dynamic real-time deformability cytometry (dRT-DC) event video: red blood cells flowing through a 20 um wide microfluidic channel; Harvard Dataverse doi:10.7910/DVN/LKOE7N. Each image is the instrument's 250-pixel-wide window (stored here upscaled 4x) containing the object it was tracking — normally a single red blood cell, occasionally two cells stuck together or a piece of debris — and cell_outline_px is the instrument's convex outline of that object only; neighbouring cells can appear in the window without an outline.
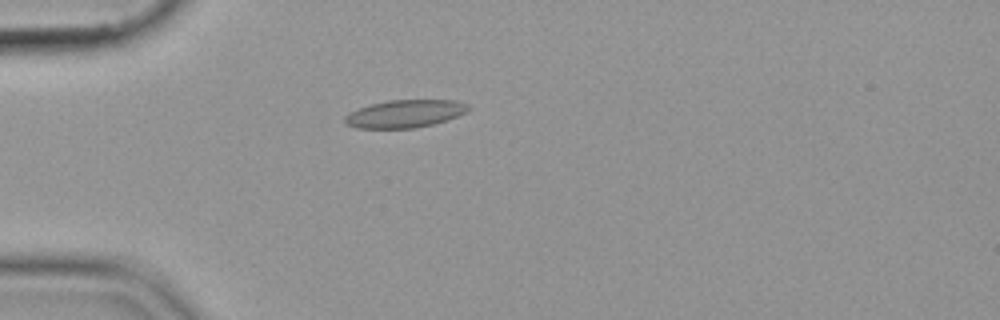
{"species": "common noctule bat (a hibernating species)", "species_latin": "Nyctalus noctula", "temperature_condition": "cold", "stored_images_in_passage": 40, "camera_frame_rate_fps": 3000, "um_per_image_px": 0.085, "animal": {"sex": "female", "body_mass_g": 19.9}, "frame": {"image": 1, "passage_image": 1, "time_ms": 0.0, "image_size_px": [1000, 320], "cell_outline_px": [[472, 108], [456, 116], [432, 124], [416, 128], [356, 128], [348, 124], [344, 120], [344, 116], [348, 112], [372, 104], [388, 100], [456, 100], [468, 104]], "centroid_in_image_um": [34.41, 9.66], "position_along_channel_um": 50.6, "area_um2": 19.77}}
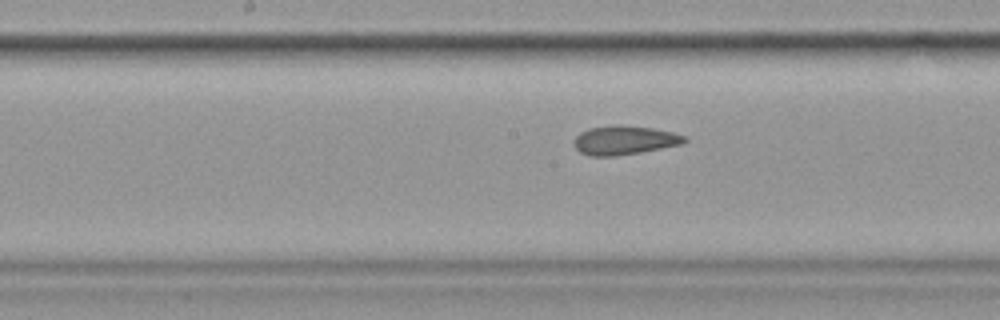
{"frame": {"image": 2, "passage_image": 14, "time_ms": 4.333, "image_size_px": [1000, 320], "cell_outline_px": [[688, 140], [684, 144], [640, 152], [612, 156], [592, 156], [580, 152], [576, 148], [576, 136], [580, 132], [588, 128], [616, 124], [620, 124], [652, 128], [672, 132], [688, 136]], "centroid_in_image_um": [53.13, 11.9], "position_along_channel_um": 195.1, "area_um2": 18.67}}
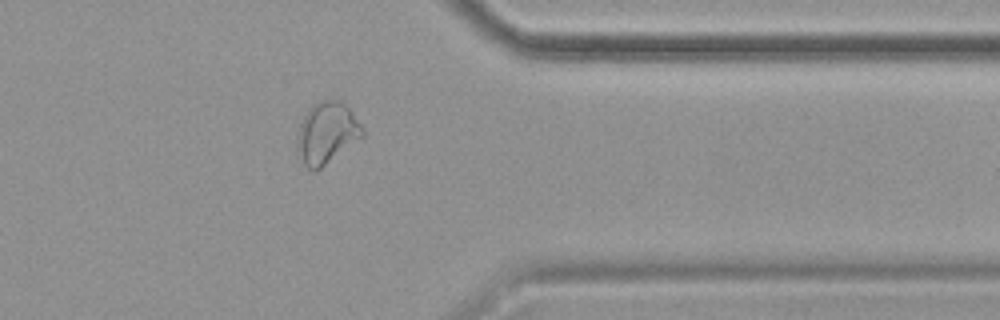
{"frame": {"image": 3, "passage_image": 30, "time_ms": 9.667, "image_size_px": [1000, 320], "cell_outline_px": [[364, 136], [316, 172], [312, 172], [296, 156], [296, 136], [300, 124], [308, 108], [312, 104], [320, 100], [340, 100], [352, 112], [364, 128]], "centroid_in_image_um": [27.74, 11.33], "position_along_channel_um": 383.7, "area_um2": 23.87}}